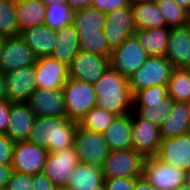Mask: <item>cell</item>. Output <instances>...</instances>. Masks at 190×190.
<instances>
[{"label":"cell","mask_w":190,"mask_h":190,"mask_svg":"<svg viewBox=\"0 0 190 190\" xmlns=\"http://www.w3.org/2000/svg\"><path fill=\"white\" fill-rule=\"evenodd\" d=\"M37 57L20 35L4 37L0 54V71L6 73L35 65Z\"/></svg>","instance_id":"10"},{"label":"cell","mask_w":190,"mask_h":190,"mask_svg":"<svg viewBox=\"0 0 190 190\" xmlns=\"http://www.w3.org/2000/svg\"><path fill=\"white\" fill-rule=\"evenodd\" d=\"M173 107L174 100L168 96L160 102L146 103L143 107H133V112L141 119L160 126L169 116Z\"/></svg>","instance_id":"31"},{"label":"cell","mask_w":190,"mask_h":190,"mask_svg":"<svg viewBox=\"0 0 190 190\" xmlns=\"http://www.w3.org/2000/svg\"><path fill=\"white\" fill-rule=\"evenodd\" d=\"M36 86L39 89L63 88L69 78L68 66L51 56L37 58L35 63Z\"/></svg>","instance_id":"17"},{"label":"cell","mask_w":190,"mask_h":190,"mask_svg":"<svg viewBox=\"0 0 190 190\" xmlns=\"http://www.w3.org/2000/svg\"><path fill=\"white\" fill-rule=\"evenodd\" d=\"M36 116L27 102L11 103L6 135L14 142L28 141Z\"/></svg>","instance_id":"19"},{"label":"cell","mask_w":190,"mask_h":190,"mask_svg":"<svg viewBox=\"0 0 190 190\" xmlns=\"http://www.w3.org/2000/svg\"><path fill=\"white\" fill-rule=\"evenodd\" d=\"M136 30L131 6L117 9L106 14L103 31L111 51L120 46L129 36L133 35Z\"/></svg>","instance_id":"13"},{"label":"cell","mask_w":190,"mask_h":190,"mask_svg":"<svg viewBox=\"0 0 190 190\" xmlns=\"http://www.w3.org/2000/svg\"><path fill=\"white\" fill-rule=\"evenodd\" d=\"M143 176L156 190H175L185 184L186 171L153 156L146 158Z\"/></svg>","instance_id":"8"},{"label":"cell","mask_w":190,"mask_h":190,"mask_svg":"<svg viewBox=\"0 0 190 190\" xmlns=\"http://www.w3.org/2000/svg\"><path fill=\"white\" fill-rule=\"evenodd\" d=\"M149 57L139 44L135 34L129 36L120 46L111 52L110 67L129 78Z\"/></svg>","instance_id":"7"},{"label":"cell","mask_w":190,"mask_h":190,"mask_svg":"<svg viewBox=\"0 0 190 190\" xmlns=\"http://www.w3.org/2000/svg\"><path fill=\"white\" fill-rule=\"evenodd\" d=\"M3 40H4V37L0 36V54H1V48H2Z\"/></svg>","instance_id":"54"},{"label":"cell","mask_w":190,"mask_h":190,"mask_svg":"<svg viewBox=\"0 0 190 190\" xmlns=\"http://www.w3.org/2000/svg\"><path fill=\"white\" fill-rule=\"evenodd\" d=\"M56 33L55 46L50 56L69 66L80 51L78 33L72 23L56 29Z\"/></svg>","instance_id":"22"},{"label":"cell","mask_w":190,"mask_h":190,"mask_svg":"<svg viewBox=\"0 0 190 190\" xmlns=\"http://www.w3.org/2000/svg\"><path fill=\"white\" fill-rule=\"evenodd\" d=\"M169 27L137 29L134 34L149 56H166L170 36Z\"/></svg>","instance_id":"26"},{"label":"cell","mask_w":190,"mask_h":190,"mask_svg":"<svg viewBox=\"0 0 190 190\" xmlns=\"http://www.w3.org/2000/svg\"><path fill=\"white\" fill-rule=\"evenodd\" d=\"M166 58L173 68H190V30L187 26L170 29Z\"/></svg>","instance_id":"20"},{"label":"cell","mask_w":190,"mask_h":190,"mask_svg":"<svg viewBox=\"0 0 190 190\" xmlns=\"http://www.w3.org/2000/svg\"><path fill=\"white\" fill-rule=\"evenodd\" d=\"M43 1L46 5L48 4H51V3H56V4H59V3H66L67 0H41Z\"/></svg>","instance_id":"49"},{"label":"cell","mask_w":190,"mask_h":190,"mask_svg":"<svg viewBox=\"0 0 190 190\" xmlns=\"http://www.w3.org/2000/svg\"><path fill=\"white\" fill-rule=\"evenodd\" d=\"M56 190H73L68 186H61V187H57Z\"/></svg>","instance_id":"52"},{"label":"cell","mask_w":190,"mask_h":190,"mask_svg":"<svg viewBox=\"0 0 190 190\" xmlns=\"http://www.w3.org/2000/svg\"><path fill=\"white\" fill-rule=\"evenodd\" d=\"M175 190H190V188L186 184H184L177 187Z\"/></svg>","instance_id":"51"},{"label":"cell","mask_w":190,"mask_h":190,"mask_svg":"<svg viewBox=\"0 0 190 190\" xmlns=\"http://www.w3.org/2000/svg\"><path fill=\"white\" fill-rule=\"evenodd\" d=\"M132 190H156L152 184L144 177H138Z\"/></svg>","instance_id":"46"},{"label":"cell","mask_w":190,"mask_h":190,"mask_svg":"<svg viewBox=\"0 0 190 190\" xmlns=\"http://www.w3.org/2000/svg\"><path fill=\"white\" fill-rule=\"evenodd\" d=\"M77 127L78 123L67 117H36L28 141L46 148L49 153L58 152L73 146Z\"/></svg>","instance_id":"2"},{"label":"cell","mask_w":190,"mask_h":190,"mask_svg":"<svg viewBox=\"0 0 190 190\" xmlns=\"http://www.w3.org/2000/svg\"><path fill=\"white\" fill-rule=\"evenodd\" d=\"M19 35L37 58L52 54L57 37L56 29L42 24L23 30Z\"/></svg>","instance_id":"21"},{"label":"cell","mask_w":190,"mask_h":190,"mask_svg":"<svg viewBox=\"0 0 190 190\" xmlns=\"http://www.w3.org/2000/svg\"><path fill=\"white\" fill-rule=\"evenodd\" d=\"M103 136L110 151L132 148V113L116 116Z\"/></svg>","instance_id":"23"},{"label":"cell","mask_w":190,"mask_h":190,"mask_svg":"<svg viewBox=\"0 0 190 190\" xmlns=\"http://www.w3.org/2000/svg\"><path fill=\"white\" fill-rule=\"evenodd\" d=\"M168 97L167 85H157L138 90L133 95V107H143L146 103L163 101Z\"/></svg>","instance_id":"36"},{"label":"cell","mask_w":190,"mask_h":190,"mask_svg":"<svg viewBox=\"0 0 190 190\" xmlns=\"http://www.w3.org/2000/svg\"><path fill=\"white\" fill-rule=\"evenodd\" d=\"M97 190H105L104 184H103V185H100L99 187H97Z\"/></svg>","instance_id":"56"},{"label":"cell","mask_w":190,"mask_h":190,"mask_svg":"<svg viewBox=\"0 0 190 190\" xmlns=\"http://www.w3.org/2000/svg\"><path fill=\"white\" fill-rule=\"evenodd\" d=\"M13 169L11 165L0 164V188H6L11 178Z\"/></svg>","instance_id":"44"},{"label":"cell","mask_w":190,"mask_h":190,"mask_svg":"<svg viewBox=\"0 0 190 190\" xmlns=\"http://www.w3.org/2000/svg\"><path fill=\"white\" fill-rule=\"evenodd\" d=\"M116 115L103 108L94 106L78 123L84 129L104 133Z\"/></svg>","instance_id":"32"},{"label":"cell","mask_w":190,"mask_h":190,"mask_svg":"<svg viewBox=\"0 0 190 190\" xmlns=\"http://www.w3.org/2000/svg\"><path fill=\"white\" fill-rule=\"evenodd\" d=\"M19 35L16 3L0 2V36Z\"/></svg>","instance_id":"35"},{"label":"cell","mask_w":190,"mask_h":190,"mask_svg":"<svg viewBox=\"0 0 190 190\" xmlns=\"http://www.w3.org/2000/svg\"><path fill=\"white\" fill-rule=\"evenodd\" d=\"M156 157L187 172L190 169V137L183 134L162 139Z\"/></svg>","instance_id":"18"},{"label":"cell","mask_w":190,"mask_h":190,"mask_svg":"<svg viewBox=\"0 0 190 190\" xmlns=\"http://www.w3.org/2000/svg\"><path fill=\"white\" fill-rule=\"evenodd\" d=\"M93 86L97 97L96 107L103 108L116 116L133 112V94L129 78L109 66Z\"/></svg>","instance_id":"1"},{"label":"cell","mask_w":190,"mask_h":190,"mask_svg":"<svg viewBox=\"0 0 190 190\" xmlns=\"http://www.w3.org/2000/svg\"><path fill=\"white\" fill-rule=\"evenodd\" d=\"M75 147L70 146L58 152L48 153L43 173L56 187L67 186L75 167L79 164Z\"/></svg>","instance_id":"9"},{"label":"cell","mask_w":190,"mask_h":190,"mask_svg":"<svg viewBox=\"0 0 190 190\" xmlns=\"http://www.w3.org/2000/svg\"><path fill=\"white\" fill-rule=\"evenodd\" d=\"M8 100L5 88V77L4 73L0 71V101Z\"/></svg>","instance_id":"47"},{"label":"cell","mask_w":190,"mask_h":190,"mask_svg":"<svg viewBox=\"0 0 190 190\" xmlns=\"http://www.w3.org/2000/svg\"><path fill=\"white\" fill-rule=\"evenodd\" d=\"M104 184V177L100 166L79 163L70 177L67 186L73 190H97Z\"/></svg>","instance_id":"28"},{"label":"cell","mask_w":190,"mask_h":190,"mask_svg":"<svg viewBox=\"0 0 190 190\" xmlns=\"http://www.w3.org/2000/svg\"><path fill=\"white\" fill-rule=\"evenodd\" d=\"M7 190H32V175L13 171L6 187Z\"/></svg>","instance_id":"38"},{"label":"cell","mask_w":190,"mask_h":190,"mask_svg":"<svg viewBox=\"0 0 190 190\" xmlns=\"http://www.w3.org/2000/svg\"><path fill=\"white\" fill-rule=\"evenodd\" d=\"M93 0H67L66 4L73 12L91 7Z\"/></svg>","instance_id":"45"},{"label":"cell","mask_w":190,"mask_h":190,"mask_svg":"<svg viewBox=\"0 0 190 190\" xmlns=\"http://www.w3.org/2000/svg\"><path fill=\"white\" fill-rule=\"evenodd\" d=\"M132 0H93L91 7L103 13L131 6Z\"/></svg>","instance_id":"39"},{"label":"cell","mask_w":190,"mask_h":190,"mask_svg":"<svg viewBox=\"0 0 190 190\" xmlns=\"http://www.w3.org/2000/svg\"><path fill=\"white\" fill-rule=\"evenodd\" d=\"M146 158L134 148L110 151L101 166L104 179L143 176Z\"/></svg>","instance_id":"4"},{"label":"cell","mask_w":190,"mask_h":190,"mask_svg":"<svg viewBox=\"0 0 190 190\" xmlns=\"http://www.w3.org/2000/svg\"><path fill=\"white\" fill-rule=\"evenodd\" d=\"M109 66L108 57L79 51L68 66L69 78L94 84Z\"/></svg>","instance_id":"12"},{"label":"cell","mask_w":190,"mask_h":190,"mask_svg":"<svg viewBox=\"0 0 190 190\" xmlns=\"http://www.w3.org/2000/svg\"><path fill=\"white\" fill-rule=\"evenodd\" d=\"M190 126V103L175 102L169 116L160 125L162 139L187 133Z\"/></svg>","instance_id":"25"},{"label":"cell","mask_w":190,"mask_h":190,"mask_svg":"<svg viewBox=\"0 0 190 190\" xmlns=\"http://www.w3.org/2000/svg\"><path fill=\"white\" fill-rule=\"evenodd\" d=\"M19 0H0V2L17 3Z\"/></svg>","instance_id":"53"},{"label":"cell","mask_w":190,"mask_h":190,"mask_svg":"<svg viewBox=\"0 0 190 190\" xmlns=\"http://www.w3.org/2000/svg\"><path fill=\"white\" fill-rule=\"evenodd\" d=\"M132 1H139V0H132ZM143 1H156V0H143Z\"/></svg>","instance_id":"58"},{"label":"cell","mask_w":190,"mask_h":190,"mask_svg":"<svg viewBox=\"0 0 190 190\" xmlns=\"http://www.w3.org/2000/svg\"><path fill=\"white\" fill-rule=\"evenodd\" d=\"M131 8L136 29L166 26L165 17L159 11L155 1H132Z\"/></svg>","instance_id":"27"},{"label":"cell","mask_w":190,"mask_h":190,"mask_svg":"<svg viewBox=\"0 0 190 190\" xmlns=\"http://www.w3.org/2000/svg\"><path fill=\"white\" fill-rule=\"evenodd\" d=\"M79 47L82 52H92L110 58L111 50L107 44L104 32L101 36H78Z\"/></svg>","instance_id":"37"},{"label":"cell","mask_w":190,"mask_h":190,"mask_svg":"<svg viewBox=\"0 0 190 190\" xmlns=\"http://www.w3.org/2000/svg\"><path fill=\"white\" fill-rule=\"evenodd\" d=\"M105 22L106 13L93 7L73 12L72 25L76 29L78 36H101V32H104Z\"/></svg>","instance_id":"24"},{"label":"cell","mask_w":190,"mask_h":190,"mask_svg":"<svg viewBox=\"0 0 190 190\" xmlns=\"http://www.w3.org/2000/svg\"><path fill=\"white\" fill-rule=\"evenodd\" d=\"M167 87L172 100L190 103V69L173 68Z\"/></svg>","instance_id":"30"},{"label":"cell","mask_w":190,"mask_h":190,"mask_svg":"<svg viewBox=\"0 0 190 190\" xmlns=\"http://www.w3.org/2000/svg\"><path fill=\"white\" fill-rule=\"evenodd\" d=\"M162 141L160 126L132 112V148L145 158L156 156Z\"/></svg>","instance_id":"11"},{"label":"cell","mask_w":190,"mask_h":190,"mask_svg":"<svg viewBox=\"0 0 190 190\" xmlns=\"http://www.w3.org/2000/svg\"><path fill=\"white\" fill-rule=\"evenodd\" d=\"M46 4L41 0H19L16 3L19 34L33 26L45 24Z\"/></svg>","instance_id":"29"},{"label":"cell","mask_w":190,"mask_h":190,"mask_svg":"<svg viewBox=\"0 0 190 190\" xmlns=\"http://www.w3.org/2000/svg\"><path fill=\"white\" fill-rule=\"evenodd\" d=\"M172 70L173 66L166 56H149L144 64L129 77L132 94L152 86L168 85Z\"/></svg>","instance_id":"5"},{"label":"cell","mask_w":190,"mask_h":190,"mask_svg":"<svg viewBox=\"0 0 190 190\" xmlns=\"http://www.w3.org/2000/svg\"><path fill=\"white\" fill-rule=\"evenodd\" d=\"M187 27H188V28H189V30H190V12H189V15H188Z\"/></svg>","instance_id":"55"},{"label":"cell","mask_w":190,"mask_h":190,"mask_svg":"<svg viewBox=\"0 0 190 190\" xmlns=\"http://www.w3.org/2000/svg\"><path fill=\"white\" fill-rule=\"evenodd\" d=\"M186 134L190 137V126L188 127V130H187Z\"/></svg>","instance_id":"57"},{"label":"cell","mask_w":190,"mask_h":190,"mask_svg":"<svg viewBox=\"0 0 190 190\" xmlns=\"http://www.w3.org/2000/svg\"><path fill=\"white\" fill-rule=\"evenodd\" d=\"M185 184L190 188V169L186 172Z\"/></svg>","instance_id":"50"},{"label":"cell","mask_w":190,"mask_h":190,"mask_svg":"<svg viewBox=\"0 0 190 190\" xmlns=\"http://www.w3.org/2000/svg\"><path fill=\"white\" fill-rule=\"evenodd\" d=\"M56 188L43 172L32 175V190H56Z\"/></svg>","instance_id":"42"},{"label":"cell","mask_w":190,"mask_h":190,"mask_svg":"<svg viewBox=\"0 0 190 190\" xmlns=\"http://www.w3.org/2000/svg\"><path fill=\"white\" fill-rule=\"evenodd\" d=\"M14 142L6 135L0 134V164L11 165L13 159Z\"/></svg>","instance_id":"40"},{"label":"cell","mask_w":190,"mask_h":190,"mask_svg":"<svg viewBox=\"0 0 190 190\" xmlns=\"http://www.w3.org/2000/svg\"><path fill=\"white\" fill-rule=\"evenodd\" d=\"M8 101L27 102L31 93L37 89L35 65L25 66L4 73Z\"/></svg>","instance_id":"15"},{"label":"cell","mask_w":190,"mask_h":190,"mask_svg":"<svg viewBox=\"0 0 190 190\" xmlns=\"http://www.w3.org/2000/svg\"><path fill=\"white\" fill-rule=\"evenodd\" d=\"M138 177L104 179L105 190H132Z\"/></svg>","instance_id":"41"},{"label":"cell","mask_w":190,"mask_h":190,"mask_svg":"<svg viewBox=\"0 0 190 190\" xmlns=\"http://www.w3.org/2000/svg\"><path fill=\"white\" fill-rule=\"evenodd\" d=\"M27 103L36 117H66V106L62 88H37L31 93Z\"/></svg>","instance_id":"16"},{"label":"cell","mask_w":190,"mask_h":190,"mask_svg":"<svg viewBox=\"0 0 190 190\" xmlns=\"http://www.w3.org/2000/svg\"><path fill=\"white\" fill-rule=\"evenodd\" d=\"M156 5L165 17L166 26L177 28L187 26L189 13L173 0H156Z\"/></svg>","instance_id":"33"},{"label":"cell","mask_w":190,"mask_h":190,"mask_svg":"<svg viewBox=\"0 0 190 190\" xmlns=\"http://www.w3.org/2000/svg\"><path fill=\"white\" fill-rule=\"evenodd\" d=\"M73 145L80 163L102 166L110 153L103 133L84 129L78 125Z\"/></svg>","instance_id":"6"},{"label":"cell","mask_w":190,"mask_h":190,"mask_svg":"<svg viewBox=\"0 0 190 190\" xmlns=\"http://www.w3.org/2000/svg\"><path fill=\"white\" fill-rule=\"evenodd\" d=\"M62 90L66 117L79 123L96 104L97 97L93 84L68 78Z\"/></svg>","instance_id":"3"},{"label":"cell","mask_w":190,"mask_h":190,"mask_svg":"<svg viewBox=\"0 0 190 190\" xmlns=\"http://www.w3.org/2000/svg\"><path fill=\"white\" fill-rule=\"evenodd\" d=\"M48 153L46 148L29 141L16 142L13 149L12 169L29 175L43 172Z\"/></svg>","instance_id":"14"},{"label":"cell","mask_w":190,"mask_h":190,"mask_svg":"<svg viewBox=\"0 0 190 190\" xmlns=\"http://www.w3.org/2000/svg\"><path fill=\"white\" fill-rule=\"evenodd\" d=\"M73 11L66 3H51L46 5L45 25L59 29L72 23Z\"/></svg>","instance_id":"34"},{"label":"cell","mask_w":190,"mask_h":190,"mask_svg":"<svg viewBox=\"0 0 190 190\" xmlns=\"http://www.w3.org/2000/svg\"><path fill=\"white\" fill-rule=\"evenodd\" d=\"M176 4L181 6L188 13L190 12V0H173Z\"/></svg>","instance_id":"48"},{"label":"cell","mask_w":190,"mask_h":190,"mask_svg":"<svg viewBox=\"0 0 190 190\" xmlns=\"http://www.w3.org/2000/svg\"><path fill=\"white\" fill-rule=\"evenodd\" d=\"M11 102L8 100L0 101V134H5L9 122Z\"/></svg>","instance_id":"43"}]
</instances>
